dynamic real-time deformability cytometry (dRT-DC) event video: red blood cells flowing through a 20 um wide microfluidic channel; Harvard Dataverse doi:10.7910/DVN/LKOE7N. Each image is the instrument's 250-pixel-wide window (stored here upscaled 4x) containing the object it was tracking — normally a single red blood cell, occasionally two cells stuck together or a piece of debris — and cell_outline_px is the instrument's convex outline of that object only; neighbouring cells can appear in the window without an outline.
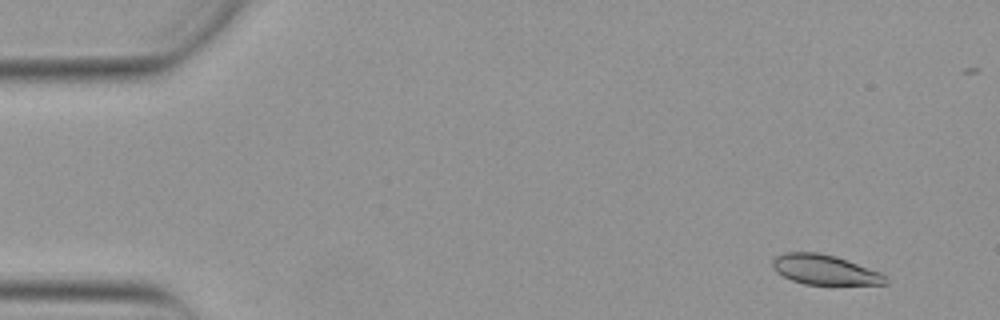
{"species": "Egyptian fruit bat (a non-hibernating species)", "species_latin": "Rousettus aegyptiacus", "temperature_condition": "warm", "stored_images_in_passage": 50, "camera_frame_rate_fps": 3000, "um_per_image_px": 0.085, "animal": {"sex": "female"}, "frame": {"image": 1, "passage_image": 4, "time_ms": 1.0, "image_size_px": [1000, 320], "cell_outline_px": [[888, 284], [804, 284], [792, 280], [776, 272], [772, 268], [772, 260], [776, 256], [784, 252], [820, 252], [836, 256], [880, 272], [884, 276]], "centroid_in_image_um": [70.05, 22.91], "position_along_channel_um": 15.0, "area_um2": 19.54}}
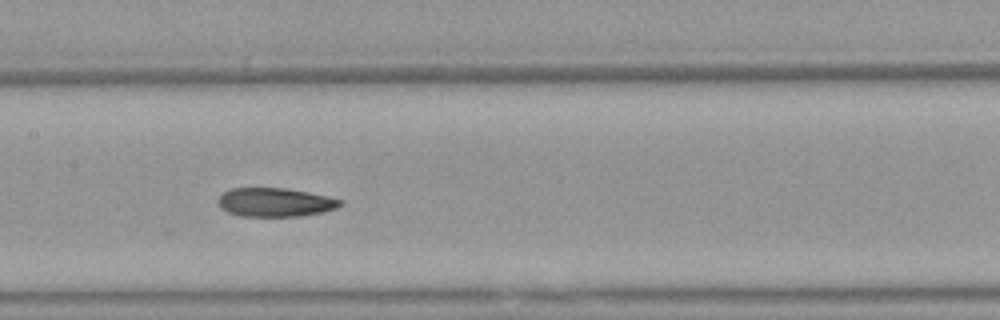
{"frame": {"image": 2, "passage_image": 26, "time_ms": 8.333, "image_size_px": [1000, 320], "cell_outline_px": [[344, 204], [336, 208], [324, 212], [300, 216], [240, 216], [228, 212], [220, 208], [216, 200], [224, 192], [232, 188], [284, 188], [308, 192], [328, 196], [344, 200]], "centroid_in_image_um": [23.4, 17.2], "position_along_channel_um": 184.0, "area_um2": 20.63}}
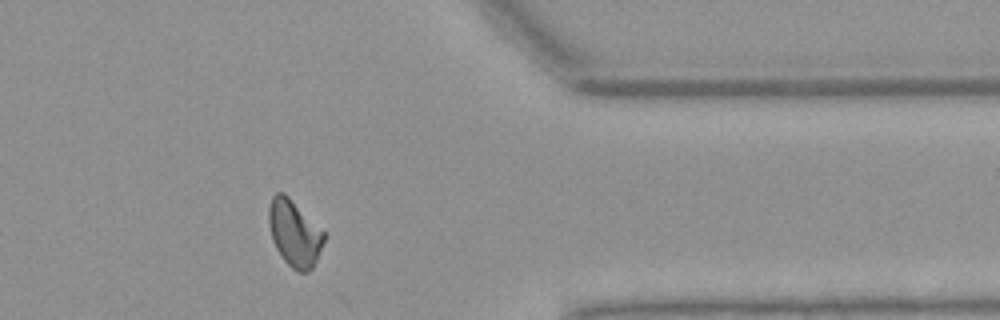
{"frame": {"image": 3, "passage_image": 43, "time_ms": 14.0, "image_size_px": [1000, 320], "cell_outline_px": [[324, 240], [316, 260], [312, 268], [308, 272], [296, 272], [284, 260], [276, 248], [272, 240], [268, 224], [268, 208], [272, 196], [276, 192], [284, 192], [324, 232]], "centroid_in_image_um": [24.99, 19.82], "position_along_channel_um": 386.4, "area_um2": 21.15}}